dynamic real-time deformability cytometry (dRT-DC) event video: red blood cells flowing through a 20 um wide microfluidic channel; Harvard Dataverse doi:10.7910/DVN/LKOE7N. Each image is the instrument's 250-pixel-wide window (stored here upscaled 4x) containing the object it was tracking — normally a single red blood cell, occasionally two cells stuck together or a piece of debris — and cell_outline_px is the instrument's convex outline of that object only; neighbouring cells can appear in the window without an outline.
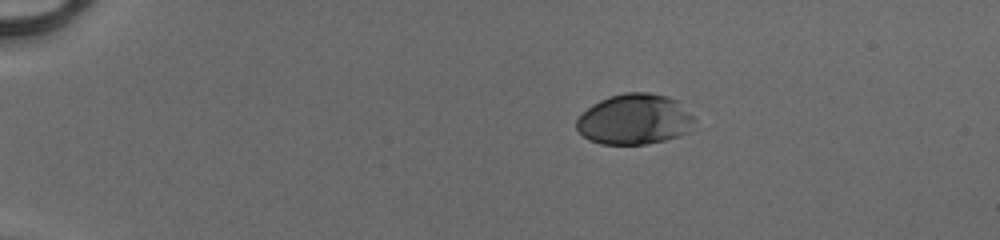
{"species": "human", "species_latin": "Homo sapiens", "temperature_condition": "cold", "stored_images_in_passage": 42, "camera_frame_rate_fps": 3000, "um_per_image_px": 0.085, "donor": {"sex": "male"}, "frame": {"image": 1, "passage_image": 1, "time_ms": 0.0, "image_size_px": [1000, 240], "cell_outline_px": [[696, 120], [692, 132], [680, 136], [664, 140], [644, 144], [600, 144], [588, 140], [576, 128], [576, 120], [592, 104], [600, 100], [624, 92], [648, 92], [668, 96], [676, 100], [696, 116]], "centroid_in_image_um": [54.0, 10.14], "position_along_channel_um": 31.0, "area_um2": 35.14}}
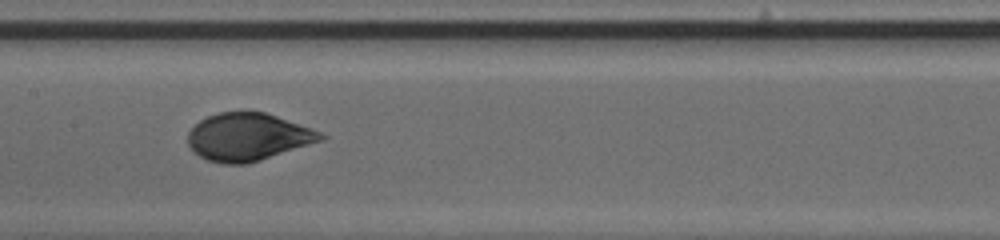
{"frame": {"image": 2, "passage_image": 19, "time_ms": 6.0, "image_size_px": [1000, 240], "cell_outline_px": [[328, 136], [324, 140], [248, 164], [224, 164], [208, 160], [192, 152], [188, 144], [188, 132], [200, 120], [208, 116], [220, 112], [264, 112], [276, 116], [320, 132]], "centroid_in_image_um": [21.06, 11.66], "position_along_channel_um": 186.3, "area_um2": 36.65}}
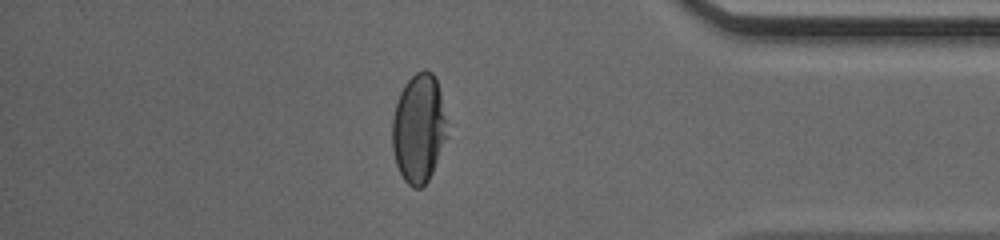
{"frame": {"image": 3, "passage_image": 36, "time_ms": 11.667, "image_size_px": [1000, 240], "cell_outline_px": [[444, 136], [432, 172], [428, 180], [420, 188], [412, 188], [404, 180], [396, 164], [392, 148], [392, 120], [396, 104], [400, 92], [404, 84], [416, 72], [424, 68], [432, 72], [436, 80], [440, 92], [444, 116]], "centroid_in_image_um": [35.53, 10.89], "position_along_channel_um": 399.7, "area_um2": 33.87}, "authors_computed_cell_mechanics": {"area_um2": 36.2406, "velocity_mm_per_s": 4.1219, "shape_relaxation_time_tau1_ms": 3.8047, "shape_relaxation_time_tau2_ms": null, "deformation_change_tau1": 0.1847, "deformation_change_tau2": null}}